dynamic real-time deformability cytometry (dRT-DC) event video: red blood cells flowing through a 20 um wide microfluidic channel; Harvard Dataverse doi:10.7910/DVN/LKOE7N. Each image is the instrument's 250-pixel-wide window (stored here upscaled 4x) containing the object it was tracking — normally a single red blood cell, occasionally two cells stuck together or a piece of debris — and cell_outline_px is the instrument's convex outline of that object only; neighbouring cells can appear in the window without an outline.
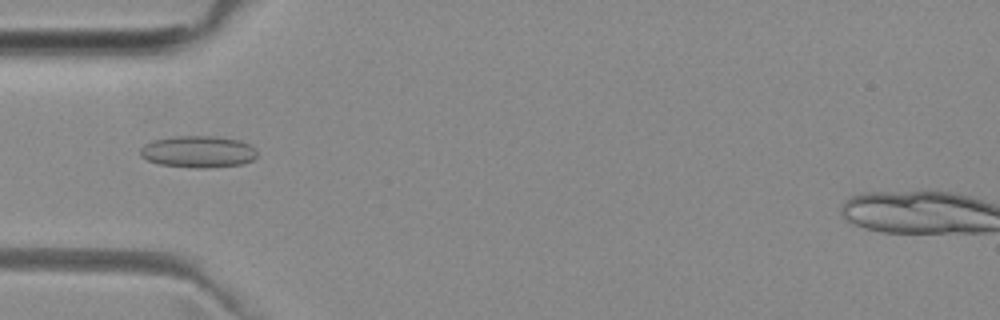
{"species": "common noctule bat (a hibernating species)", "species_latin": "Nyctalus noctula", "temperature_condition": "room temperature", "stored_images_in_passage": 51, "camera_frame_rate_fps": 3000, "um_per_image_px": 0.085, "animal": {"sex": "female", "body_mass_g": 29.2, "forearm_length_mm": 56.3}, "frame": {"image": 1, "passage_image": 16, "time_ms": 5.0, "image_size_px": [1000, 320], "cell_outline_px": [[256, 156], [252, 160], [244, 164], [208, 168], [196, 168], [160, 164], [148, 160], [140, 156], [140, 148], [144, 144], [152, 140], [176, 136], [216, 136], [240, 140], [252, 144], [256, 148]], "centroid_in_image_um": [16.87, 12.89], "position_along_channel_um": 68.1, "area_um2": 21.91}}
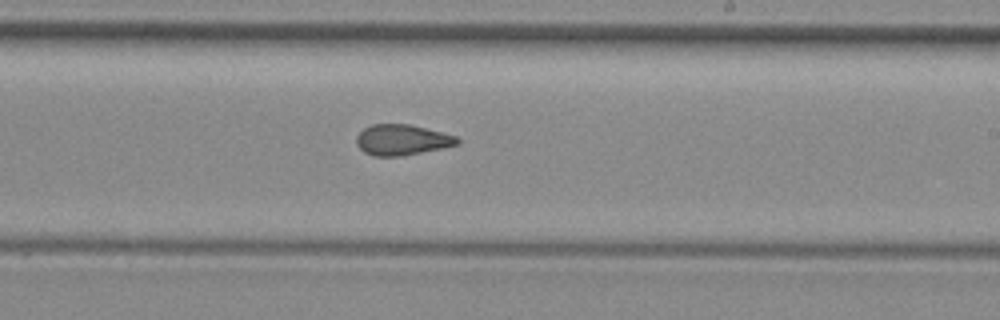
{"frame": {"image": 2, "passage_image": 30, "time_ms": 9.667, "image_size_px": [1000, 320], "cell_outline_px": [[460, 144], [444, 148], [400, 156], [372, 156], [364, 152], [356, 144], [356, 136], [364, 128], [372, 124], [408, 124], [456, 136], [460, 140]], "centroid_in_image_um": [34.16, 11.9], "position_along_channel_um": 254.8, "area_um2": 17.98}}
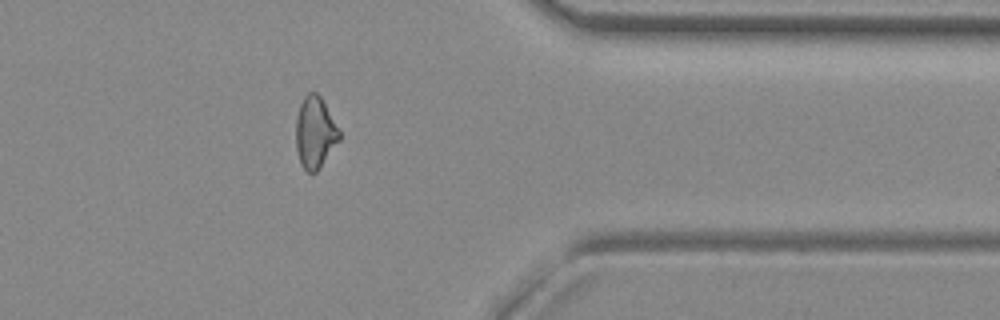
{"frame": {"image": 3, "passage_image": 41, "time_ms": 13.333, "image_size_px": [1000, 320], "cell_outline_px": [[340, 140], [316, 172], [308, 172], [300, 164], [296, 148], [296, 120], [300, 104], [304, 96], [308, 92], [316, 92], [320, 96], [340, 132]], "centroid_in_image_um": [26.76, 11.27], "position_along_channel_um": 384.6, "area_um2": 17.86}, "authors_computed_cell_mechanics": {"area_um2": 18.7272, "velocity_mm_per_s": 4.0024, "shape_relaxation_time_tau1_ms": null, "shape_relaxation_time_tau2_ms": 1.9796, "deformation_change_tau1": null, "deformation_change_tau2": 0.0858}}